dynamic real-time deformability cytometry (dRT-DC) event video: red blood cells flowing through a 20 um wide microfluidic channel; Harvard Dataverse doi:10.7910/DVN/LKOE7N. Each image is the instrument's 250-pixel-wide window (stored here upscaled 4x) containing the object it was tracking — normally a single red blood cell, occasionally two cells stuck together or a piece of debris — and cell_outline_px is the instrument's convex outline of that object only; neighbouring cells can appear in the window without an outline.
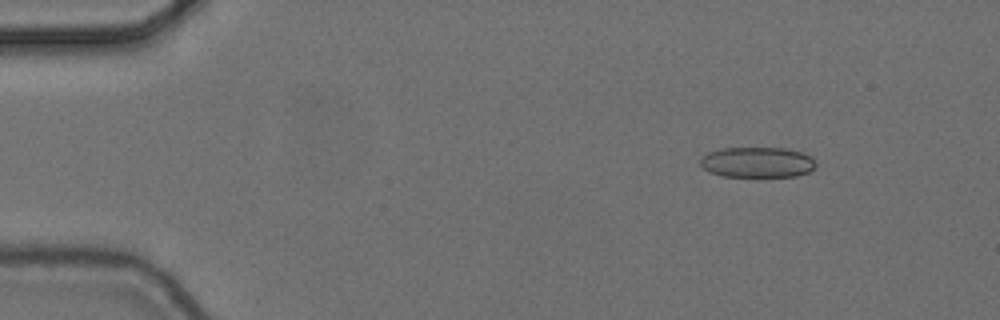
{"species": "common noctule bat (a hibernating species)", "species_latin": "Nyctalus noctula", "temperature_condition": "cold", "stored_images_in_passage": 4, "camera_frame_rate_fps": 3000, "um_per_image_px": 0.085, "animal": {"sex": "female", "body_mass_g": 24.6, "forearm_length_mm": 56.2}, "frame": {"image": 1, "passage_image": 2, "time_ms": 0.333, "image_size_px": [1000, 320], "cell_outline_px": [[816, 164], [808, 172], [796, 176], [724, 176], [708, 172], [700, 164], [700, 160], [708, 152], [720, 148], [788, 148], [804, 152], [812, 156]], "centroid_in_image_um": [64.39, 13.78], "position_along_channel_um": 20.6, "area_um2": 20.58}}
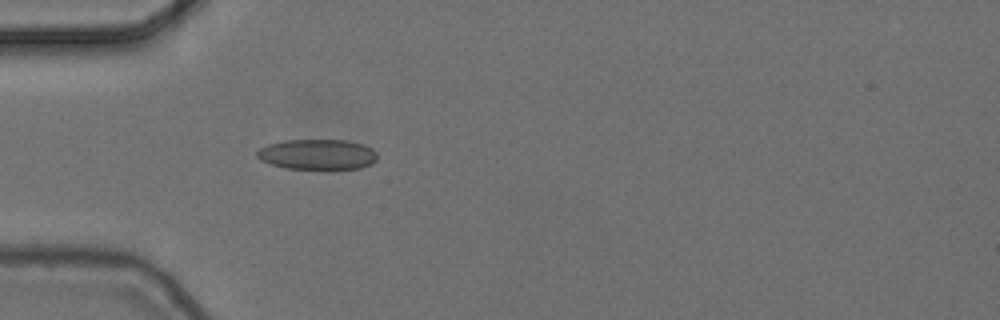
{"frame": {"image": 2, "passage_image": 4, "time_ms": 1.0, "image_size_px": [1000, 320], "cell_outline_px": [[376, 160], [372, 164], [360, 168], [288, 168], [272, 164], [260, 160], [256, 156], [256, 152], [260, 148], [268, 144], [284, 140], [348, 140], [364, 144], [372, 148], [376, 152]], "centroid_in_image_um": [26.99, 13.1], "position_along_channel_um": 58.0, "area_um2": 21.15}}